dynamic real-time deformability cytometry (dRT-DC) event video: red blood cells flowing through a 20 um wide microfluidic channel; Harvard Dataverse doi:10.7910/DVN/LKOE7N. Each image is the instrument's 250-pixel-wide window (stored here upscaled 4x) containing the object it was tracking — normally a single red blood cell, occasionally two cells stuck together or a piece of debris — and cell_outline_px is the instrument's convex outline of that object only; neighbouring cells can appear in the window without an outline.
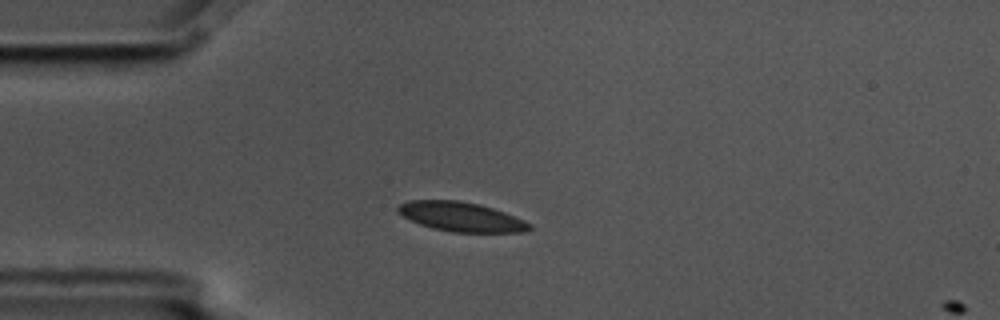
{"species": "common noctule bat (a hibernating species)", "species_latin": "Nyctalus noctula", "temperature_condition": "cold", "stored_images_in_passage": 3, "camera_frame_rate_fps": 3000, "um_per_image_px": 0.085, "animal": {"sex": "male", "body_mass_g": 17.5, "forearm_length_mm": 52.3}, "frame": {"image": 1, "passage_image": 3, "time_ms": 0.667, "image_size_px": [1000, 320], "cell_outline_px": [[532, 228], [524, 232], [452, 232], [432, 228], [420, 224], [396, 212], [396, 208], [400, 204], [408, 200], [460, 200], [492, 208], [504, 212], [524, 220], [532, 224]], "centroid_in_image_um": [39.19, 18.42], "position_along_channel_um": 45.8, "area_um2": 22.43}}